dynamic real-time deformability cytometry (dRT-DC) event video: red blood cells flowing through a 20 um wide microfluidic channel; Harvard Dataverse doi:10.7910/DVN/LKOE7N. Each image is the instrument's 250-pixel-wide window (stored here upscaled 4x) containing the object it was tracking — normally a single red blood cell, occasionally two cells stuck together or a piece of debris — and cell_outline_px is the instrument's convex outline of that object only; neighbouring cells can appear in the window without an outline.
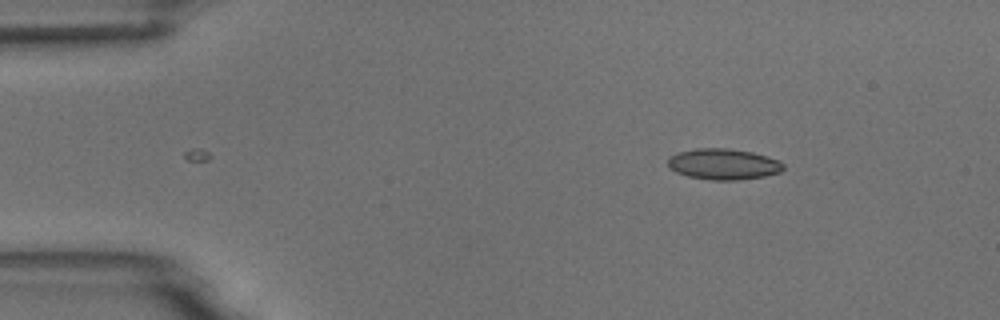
{"species": "common noctule bat (a hibernating species)", "species_latin": "Nyctalus noctula", "temperature_condition": "room temperature", "stored_images_in_passage": 4, "camera_frame_rate_fps": 3000, "um_per_image_px": 0.085, "animal": {"sex": "male", "body_mass_g": 18.8}, "frame": {"image": 1, "passage_image": 4, "time_ms": 3.667, "image_size_px": [1000, 320], "cell_outline_px": [[784, 168], [780, 172], [764, 176], [740, 180], [712, 180], [688, 176], [676, 172], [668, 168], [668, 160], [672, 156], [680, 152], [696, 148], [728, 148], [752, 152], [776, 160], [784, 164]], "centroid_in_image_um": [61.48, 13.96], "position_along_channel_um": 23.5, "area_um2": 20.63}}